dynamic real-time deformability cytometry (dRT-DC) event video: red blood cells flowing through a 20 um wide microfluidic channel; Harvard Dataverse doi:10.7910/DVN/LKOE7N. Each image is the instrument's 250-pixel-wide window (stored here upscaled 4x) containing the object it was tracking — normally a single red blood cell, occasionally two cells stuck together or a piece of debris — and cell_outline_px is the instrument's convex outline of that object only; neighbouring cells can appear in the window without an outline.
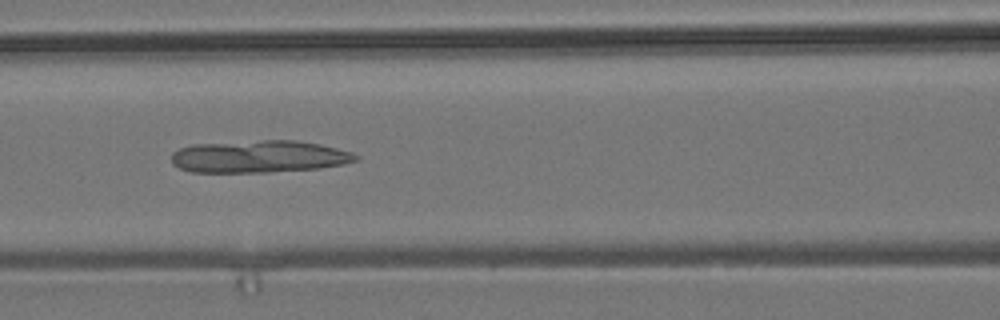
{"species": "common noctule bat (a hibernating species)", "species_latin": "Nyctalus noctula", "temperature_condition": "room temperature", "stored_images_in_passage": 20, "camera_frame_rate_fps": 3000, "um_per_image_px": 0.085, "animal": {"sex": "male", "body_mass_g": 19.2, "forearm_length_mm": 51.8}, "frame": {"image": 1, "passage_image": 16, "time_ms": 5.0, "image_size_px": [1000, 320], "cell_outline_px": [[360, 160], [344, 164], [320, 168], [268, 172], [192, 172], [180, 168], [172, 164], [172, 152], [180, 148], [192, 144], [264, 140], [296, 140], [320, 144], [352, 152], [360, 156]], "centroid_in_image_um": [22.05, 13.3], "position_along_channel_um": 144.5, "area_um2": 34.85}}
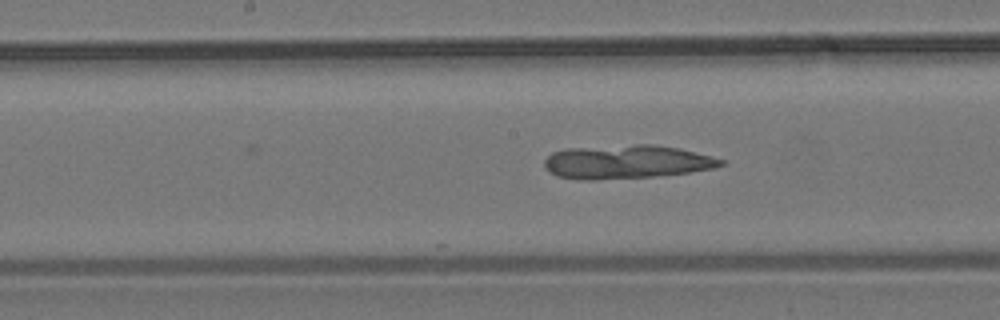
{"frame": {"image": 2, "passage_image": 20, "time_ms": 6.333, "image_size_px": [1000, 320], "cell_outline_px": [[728, 164], [716, 168], [688, 172], [652, 176], [596, 180], [576, 180], [556, 176], [548, 172], [544, 168], [544, 160], [552, 152], [568, 148], [636, 144], [652, 144], [680, 148], [724, 160]], "centroid_in_image_um": [53.22, 13.76], "position_along_channel_um": 195.0, "area_um2": 34.85}}